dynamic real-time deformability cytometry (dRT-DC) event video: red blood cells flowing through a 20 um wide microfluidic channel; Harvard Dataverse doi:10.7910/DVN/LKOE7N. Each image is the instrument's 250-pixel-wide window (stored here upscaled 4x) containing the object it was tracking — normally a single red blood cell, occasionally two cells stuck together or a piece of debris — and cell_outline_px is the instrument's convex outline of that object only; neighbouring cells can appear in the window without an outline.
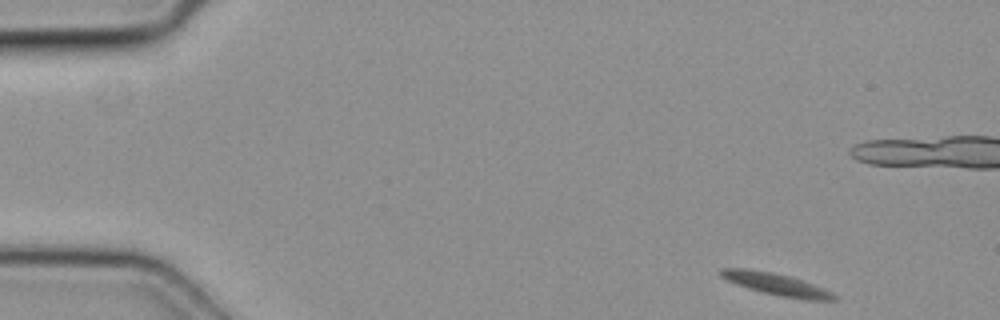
{"species": "common noctule bat (a hibernating species)", "species_latin": "Nyctalus noctula", "temperature_condition": "cold", "stored_images_in_passage": 8, "camera_frame_rate_fps": 3000, "um_per_image_px": 0.085, "animal": {"sex": "female", "body_mass_g": 19.3, "forearm_length_mm": 54.1}, "frame": {"image": 1, "passage_image": 1, "time_ms": 0.0, "image_size_px": [1000, 320], "cell_outline_px": [[840, 296], [836, 300], [804, 300], [780, 296], [748, 288], [736, 284], [720, 276], [720, 268], [748, 268], [772, 272], [804, 280], [824, 288]], "centroid_in_image_um": [66.05, 24.16], "position_along_channel_um": 19.0, "area_um2": 14.68}}